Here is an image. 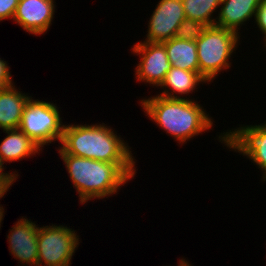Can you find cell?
Listing matches in <instances>:
<instances>
[{
    "mask_svg": "<svg viewBox=\"0 0 266 266\" xmlns=\"http://www.w3.org/2000/svg\"><path fill=\"white\" fill-rule=\"evenodd\" d=\"M140 105L151 121L169 134L177 143L186 144L202 132L213 128L214 119L193 99L167 98L159 95L145 97Z\"/></svg>",
    "mask_w": 266,
    "mask_h": 266,
    "instance_id": "7a4b0ae2",
    "label": "cell"
},
{
    "mask_svg": "<svg viewBox=\"0 0 266 266\" xmlns=\"http://www.w3.org/2000/svg\"><path fill=\"white\" fill-rule=\"evenodd\" d=\"M133 55L139 56L135 68V78L138 82L160 87L172 65L162 43L139 41L131 48Z\"/></svg>",
    "mask_w": 266,
    "mask_h": 266,
    "instance_id": "ba28073f",
    "label": "cell"
},
{
    "mask_svg": "<svg viewBox=\"0 0 266 266\" xmlns=\"http://www.w3.org/2000/svg\"><path fill=\"white\" fill-rule=\"evenodd\" d=\"M172 67L199 73L196 41L171 38L162 43Z\"/></svg>",
    "mask_w": 266,
    "mask_h": 266,
    "instance_id": "2e32d148",
    "label": "cell"
},
{
    "mask_svg": "<svg viewBox=\"0 0 266 266\" xmlns=\"http://www.w3.org/2000/svg\"><path fill=\"white\" fill-rule=\"evenodd\" d=\"M75 188L80 204L91 199H104L118 193L122 186L134 179L135 163H110L59 154Z\"/></svg>",
    "mask_w": 266,
    "mask_h": 266,
    "instance_id": "6da1fadb",
    "label": "cell"
},
{
    "mask_svg": "<svg viewBox=\"0 0 266 266\" xmlns=\"http://www.w3.org/2000/svg\"><path fill=\"white\" fill-rule=\"evenodd\" d=\"M25 217V218H24ZM9 229L7 240L9 254L18 260L21 265L37 266L38 262V225L24 216Z\"/></svg>",
    "mask_w": 266,
    "mask_h": 266,
    "instance_id": "8fae6325",
    "label": "cell"
},
{
    "mask_svg": "<svg viewBox=\"0 0 266 266\" xmlns=\"http://www.w3.org/2000/svg\"><path fill=\"white\" fill-rule=\"evenodd\" d=\"M4 208L3 207H0V229H1V223H2V221H3V219H4Z\"/></svg>",
    "mask_w": 266,
    "mask_h": 266,
    "instance_id": "d4e9b609",
    "label": "cell"
},
{
    "mask_svg": "<svg viewBox=\"0 0 266 266\" xmlns=\"http://www.w3.org/2000/svg\"><path fill=\"white\" fill-rule=\"evenodd\" d=\"M221 2L222 0H182L186 18L207 26L215 25L214 12L218 11Z\"/></svg>",
    "mask_w": 266,
    "mask_h": 266,
    "instance_id": "e0dca14e",
    "label": "cell"
},
{
    "mask_svg": "<svg viewBox=\"0 0 266 266\" xmlns=\"http://www.w3.org/2000/svg\"><path fill=\"white\" fill-rule=\"evenodd\" d=\"M179 263H178V265L177 266H191V264H190V262H188L187 260H185V259H179V261H178Z\"/></svg>",
    "mask_w": 266,
    "mask_h": 266,
    "instance_id": "cb8c5ba5",
    "label": "cell"
},
{
    "mask_svg": "<svg viewBox=\"0 0 266 266\" xmlns=\"http://www.w3.org/2000/svg\"><path fill=\"white\" fill-rule=\"evenodd\" d=\"M207 28V25L196 20L185 18L176 30L174 37L196 41Z\"/></svg>",
    "mask_w": 266,
    "mask_h": 266,
    "instance_id": "ac0fdd59",
    "label": "cell"
},
{
    "mask_svg": "<svg viewBox=\"0 0 266 266\" xmlns=\"http://www.w3.org/2000/svg\"><path fill=\"white\" fill-rule=\"evenodd\" d=\"M55 3V0H19L13 22L34 36L44 35L52 25Z\"/></svg>",
    "mask_w": 266,
    "mask_h": 266,
    "instance_id": "30bf717a",
    "label": "cell"
},
{
    "mask_svg": "<svg viewBox=\"0 0 266 266\" xmlns=\"http://www.w3.org/2000/svg\"><path fill=\"white\" fill-rule=\"evenodd\" d=\"M107 124H66L58 154L110 163H136L131 147Z\"/></svg>",
    "mask_w": 266,
    "mask_h": 266,
    "instance_id": "3957f363",
    "label": "cell"
},
{
    "mask_svg": "<svg viewBox=\"0 0 266 266\" xmlns=\"http://www.w3.org/2000/svg\"><path fill=\"white\" fill-rule=\"evenodd\" d=\"M219 142L228 149L238 152L256 166L262 173V181H266V121L255 125H241L227 130L218 136Z\"/></svg>",
    "mask_w": 266,
    "mask_h": 266,
    "instance_id": "52a82bcc",
    "label": "cell"
},
{
    "mask_svg": "<svg viewBox=\"0 0 266 266\" xmlns=\"http://www.w3.org/2000/svg\"><path fill=\"white\" fill-rule=\"evenodd\" d=\"M77 232L63 225L38 226V266H71L79 246ZM44 263V264H43Z\"/></svg>",
    "mask_w": 266,
    "mask_h": 266,
    "instance_id": "8992f818",
    "label": "cell"
},
{
    "mask_svg": "<svg viewBox=\"0 0 266 266\" xmlns=\"http://www.w3.org/2000/svg\"><path fill=\"white\" fill-rule=\"evenodd\" d=\"M203 83L209 84L200 73L171 67L160 85L163 91L159 92L158 95L177 99H184L183 96L186 95L185 99H188L187 95L195 93L198 89L197 86Z\"/></svg>",
    "mask_w": 266,
    "mask_h": 266,
    "instance_id": "4fadbf2b",
    "label": "cell"
},
{
    "mask_svg": "<svg viewBox=\"0 0 266 266\" xmlns=\"http://www.w3.org/2000/svg\"><path fill=\"white\" fill-rule=\"evenodd\" d=\"M19 0H0V22L5 19L13 20Z\"/></svg>",
    "mask_w": 266,
    "mask_h": 266,
    "instance_id": "d6986e66",
    "label": "cell"
},
{
    "mask_svg": "<svg viewBox=\"0 0 266 266\" xmlns=\"http://www.w3.org/2000/svg\"><path fill=\"white\" fill-rule=\"evenodd\" d=\"M32 98L24 107L19 129L44 149L45 145L61 141L65 124L56 103Z\"/></svg>",
    "mask_w": 266,
    "mask_h": 266,
    "instance_id": "5b68a950",
    "label": "cell"
},
{
    "mask_svg": "<svg viewBox=\"0 0 266 266\" xmlns=\"http://www.w3.org/2000/svg\"><path fill=\"white\" fill-rule=\"evenodd\" d=\"M7 135L0 142L2 161L15 162L40 154L42 149L20 129L3 130ZM36 153V154H35Z\"/></svg>",
    "mask_w": 266,
    "mask_h": 266,
    "instance_id": "9a60e30c",
    "label": "cell"
},
{
    "mask_svg": "<svg viewBox=\"0 0 266 266\" xmlns=\"http://www.w3.org/2000/svg\"><path fill=\"white\" fill-rule=\"evenodd\" d=\"M10 72V67L7 64V61L0 58V89L10 87L14 84Z\"/></svg>",
    "mask_w": 266,
    "mask_h": 266,
    "instance_id": "44dd1931",
    "label": "cell"
},
{
    "mask_svg": "<svg viewBox=\"0 0 266 266\" xmlns=\"http://www.w3.org/2000/svg\"><path fill=\"white\" fill-rule=\"evenodd\" d=\"M240 37L232 30L213 25L207 26L196 40L199 73L208 82H213L219 72L231 68L229 60L240 45Z\"/></svg>",
    "mask_w": 266,
    "mask_h": 266,
    "instance_id": "277c9868",
    "label": "cell"
},
{
    "mask_svg": "<svg viewBox=\"0 0 266 266\" xmlns=\"http://www.w3.org/2000/svg\"><path fill=\"white\" fill-rule=\"evenodd\" d=\"M31 96L19 91L15 84L0 89V128L19 129L23 110Z\"/></svg>",
    "mask_w": 266,
    "mask_h": 266,
    "instance_id": "5bb4252c",
    "label": "cell"
},
{
    "mask_svg": "<svg viewBox=\"0 0 266 266\" xmlns=\"http://www.w3.org/2000/svg\"><path fill=\"white\" fill-rule=\"evenodd\" d=\"M17 179H0V200L7 194L9 188L16 182ZM0 207H3L0 204Z\"/></svg>",
    "mask_w": 266,
    "mask_h": 266,
    "instance_id": "7402d4cb",
    "label": "cell"
},
{
    "mask_svg": "<svg viewBox=\"0 0 266 266\" xmlns=\"http://www.w3.org/2000/svg\"><path fill=\"white\" fill-rule=\"evenodd\" d=\"M4 162L2 161V158L0 157V179H18L19 175L18 172L15 170L13 172L9 171L8 173L4 172ZM17 173V174H16Z\"/></svg>",
    "mask_w": 266,
    "mask_h": 266,
    "instance_id": "603a6c76",
    "label": "cell"
},
{
    "mask_svg": "<svg viewBox=\"0 0 266 266\" xmlns=\"http://www.w3.org/2000/svg\"><path fill=\"white\" fill-rule=\"evenodd\" d=\"M186 18L182 0H160L150 20L144 41L163 43L174 38L177 28Z\"/></svg>",
    "mask_w": 266,
    "mask_h": 266,
    "instance_id": "9c48e42d",
    "label": "cell"
},
{
    "mask_svg": "<svg viewBox=\"0 0 266 266\" xmlns=\"http://www.w3.org/2000/svg\"><path fill=\"white\" fill-rule=\"evenodd\" d=\"M261 3L262 0H222L215 26L232 30L241 35L240 28L246 25L252 17L256 20L257 10Z\"/></svg>",
    "mask_w": 266,
    "mask_h": 266,
    "instance_id": "7c38bea8",
    "label": "cell"
},
{
    "mask_svg": "<svg viewBox=\"0 0 266 266\" xmlns=\"http://www.w3.org/2000/svg\"><path fill=\"white\" fill-rule=\"evenodd\" d=\"M256 23L257 27L259 28L261 34L264 37V45L266 46V0H262L261 6L257 10L256 20L254 21Z\"/></svg>",
    "mask_w": 266,
    "mask_h": 266,
    "instance_id": "ffe728a7",
    "label": "cell"
}]
</instances>
